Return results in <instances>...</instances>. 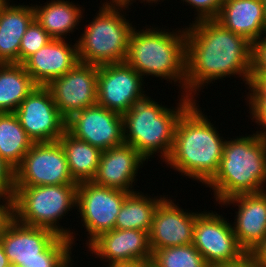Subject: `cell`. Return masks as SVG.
Instances as JSON below:
<instances>
[{
	"label": "cell",
	"mask_w": 266,
	"mask_h": 267,
	"mask_svg": "<svg viewBox=\"0 0 266 267\" xmlns=\"http://www.w3.org/2000/svg\"><path fill=\"white\" fill-rule=\"evenodd\" d=\"M188 26L185 96L195 101L211 82L225 81L226 77L231 80L233 76L241 77L247 88L253 70V43L215 19L190 22Z\"/></svg>",
	"instance_id": "obj_1"
},
{
	"label": "cell",
	"mask_w": 266,
	"mask_h": 267,
	"mask_svg": "<svg viewBox=\"0 0 266 267\" xmlns=\"http://www.w3.org/2000/svg\"><path fill=\"white\" fill-rule=\"evenodd\" d=\"M197 102L179 118L173 147L164 164L205 186L218 172L226 139Z\"/></svg>",
	"instance_id": "obj_2"
},
{
	"label": "cell",
	"mask_w": 266,
	"mask_h": 267,
	"mask_svg": "<svg viewBox=\"0 0 266 267\" xmlns=\"http://www.w3.org/2000/svg\"><path fill=\"white\" fill-rule=\"evenodd\" d=\"M154 26H143L145 30L133 28L125 62L143 78L159 77L174 83L185 95L186 27L171 32Z\"/></svg>",
	"instance_id": "obj_3"
},
{
	"label": "cell",
	"mask_w": 266,
	"mask_h": 267,
	"mask_svg": "<svg viewBox=\"0 0 266 267\" xmlns=\"http://www.w3.org/2000/svg\"><path fill=\"white\" fill-rule=\"evenodd\" d=\"M215 202L266 191V143L257 133L227 137L218 172L205 185Z\"/></svg>",
	"instance_id": "obj_4"
},
{
	"label": "cell",
	"mask_w": 266,
	"mask_h": 267,
	"mask_svg": "<svg viewBox=\"0 0 266 267\" xmlns=\"http://www.w3.org/2000/svg\"><path fill=\"white\" fill-rule=\"evenodd\" d=\"M178 98L176 106L169 108L147 95L122 115L124 142L137 150L147 163L157 153L162 162L170 155L177 122L194 102L183 94Z\"/></svg>",
	"instance_id": "obj_5"
},
{
	"label": "cell",
	"mask_w": 266,
	"mask_h": 267,
	"mask_svg": "<svg viewBox=\"0 0 266 267\" xmlns=\"http://www.w3.org/2000/svg\"><path fill=\"white\" fill-rule=\"evenodd\" d=\"M77 188L78 184L15 186L14 219L27 226L50 229L75 246L74 235L79 234L59 222L76 208Z\"/></svg>",
	"instance_id": "obj_6"
},
{
	"label": "cell",
	"mask_w": 266,
	"mask_h": 267,
	"mask_svg": "<svg viewBox=\"0 0 266 267\" xmlns=\"http://www.w3.org/2000/svg\"><path fill=\"white\" fill-rule=\"evenodd\" d=\"M126 9L100 7L76 40L80 62L97 66L125 62L135 27L126 19Z\"/></svg>",
	"instance_id": "obj_7"
},
{
	"label": "cell",
	"mask_w": 266,
	"mask_h": 267,
	"mask_svg": "<svg viewBox=\"0 0 266 267\" xmlns=\"http://www.w3.org/2000/svg\"><path fill=\"white\" fill-rule=\"evenodd\" d=\"M130 192L90 182L78 183L76 210L85 227L86 246L99 234L115 229V222L125 197ZM89 235V236H88Z\"/></svg>",
	"instance_id": "obj_8"
},
{
	"label": "cell",
	"mask_w": 266,
	"mask_h": 267,
	"mask_svg": "<svg viewBox=\"0 0 266 267\" xmlns=\"http://www.w3.org/2000/svg\"><path fill=\"white\" fill-rule=\"evenodd\" d=\"M77 184L60 142L34 143L15 169V186Z\"/></svg>",
	"instance_id": "obj_9"
},
{
	"label": "cell",
	"mask_w": 266,
	"mask_h": 267,
	"mask_svg": "<svg viewBox=\"0 0 266 267\" xmlns=\"http://www.w3.org/2000/svg\"><path fill=\"white\" fill-rule=\"evenodd\" d=\"M213 211H201L196 219L193 246L209 266L238 260L246 252L237 242L232 223Z\"/></svg>",
	"instance_id": "obj_10"
},
{
	"label": "cell",
	"mask_w": 266,
	"mask_h": 267,
	"mask_svg": "<svg viewBox=\"0 0 266 267\" xmlns=\"http://www.w3.org/2000/svg\"><path fill=\"white\" fill-rule=\"evenodd\" d=\"M143 81V77L126 62L100 65L97 104L123 115L148 95Z\"/></svg>",
	"instance_id": "obj_11"
},
{
	"label": "cell",
	"mask_w": 266,
	"mask_h": 267,
	"mask_svg": "<svg viewBox=\"0 0 266 267\" xmlns=\"http://www.w3.org/2000/svg\"><path fill=\"white\" fill-rule=\"evenodd\" d=\"M33 143L57 141L66 131V119L47 86L37 85L14 112Z\"/></svg>",
	"instance_id": "obj_12"
},
{
	"label": "cell",
	"mask_w": 266,
	"mask_h": 267,
	"mask_svg": "<svg viewBox=\"0 0 266 267\" xmlns=\"http://www.w3.org/2000/svg\"><path fill=\"white\" fill-rule=\"evenodd\" d=\"M97 77V65L79 61L47 85L55 105L66 120L74 113L97 104Z\"/></svg>",
	"instance_id": "obj_13"
},
{
	"label": "cell",
	"mask_w": 266,
	"mask_h": 267,
	"mask_svg": "<svg viewBox=\"0 0 266 267\" xmlns=\"http://www.w3.org/2000/svg\"><path fill=\"white\" fill-rule=\"evenodd\" d=\"M66 130L101 151L124 144L123 116L98 104L74 113Z\"/></svg>",
	"instance_id": "obj_14"
},
{
	"label": "cell",
	"mask_w": 266,
	"mask_h": 267,
	"mask_svg": "<svg viewBox=\"0 0 266 267\" xmlns=\"http://www.w3.org/2000/svg\"><path fill=\"white\" fill-rule=\"evenodd\" d=\"M95 258L108 264H135L152 259L149 233L138 229H113L99 234L87 246Z\"/></svg>",
	"instance_id": "obj_15"
},
{
	"label": "cell",
	"mask_w": 266,
	"mask_h": 267,
	"mask_svg": "<svg viewBox=\"0 0 266 267\" xmlns=\"http://www.w3.org/2000/svg\"><path fill=\"white\" fill-rule=\"evenodd\" d=\"M174 201L176 199L167 194L156 208L149 233L152 253L158 249L193 243L195 219L200 212L184 210Z\"/></svg>",
	"instance_id": "obj_16"
},
{
	"label": "cell",
	"mask_w": 266,
	"mask_h": 267,
	"mask_svg": "<svg viewBox=\"0 0 266 267\" xmlns=\"http://www.w3.org/2000/svg\"><path fill=\"white\" fill-rule=\"evenodd\" d=\"M145 161L147 162L137 150L126 143L109 148L102 151L92 182L99 186L134 192L138 170L144 167Z\"/></svg>",
	"instance_id": "obj_17"
},
{
	"label": "cell",
	"mask_w": 266,
	"mask_h": 267,
	"mask_svg": "<svg viewBox=\"0 0 266 267\" xmlns=\"http://www.w3.org/2000/svg\"><path fill=\"white\" fill-rule=\"evenodd\" d=\"M59 236L47 228L27 226L15 219L0 237L12 267L24 262L45 261V250Z\"/></svg>",
	"instance_id": "obj_18"
},
{
	"label": "cell",
	"mask_w": 266,
	"mask_h": 267,
	"mask_svg": "<svg viewBox=\"0 0 266 267\" xmlns=\"http://www.w3.org/2000/svg\"><path fill=\"white\" fill-rule=\"evenodd\" d=\"M238 206L232 222L240 247L249 253L266 237V191L256 194H242L224 200L219 205Z\"/></svg>",
	"instance_id": "obj_19"
},
{
	"label": "cell",
	"mask_w": 266,
	"mask_h": 267,
	"mask_svg": "<svg viewBox=\"0 0 266 267\" xmlns=\"http://www.w3.org/2000/svg\"><path fill=\"white\" fill-rule=\"evenodd\" d=\"M65 39H52L22 65L33 81L40 86H47L53 79L63 76L78 62L77 42L70 44Z\"/></svg>",
	"instance_id": "obj_20"
},
{
	"label": "cell",
	"mask_w": 266,
	"mask_h": 267,
	"mask_svg": "<svg viewBox=\"0 0 266 267\" xmlns=\"http://www.w3.org/2000/svg\"><path fill=\"white\" fill-rule=\"evenodd\" d=\"M215 20L253 44L266 35L263 0H224Z\"/></svg>",
	"instance_id": "obj_21"
},
{
	"label": "cell",
	"mask_w": 266,
	"mask_h": 267,
	"mask_svg": "<svg viewBox=\"0 0 266 267\" xmlns=\"http://www.w3.org/2000/svg\"><path fill=\"white\" fill-rule=\"evenodd\" d=\"M29 5L8 2L0 12V64L18 63L23 35L34 20L32 3Z\"/></svg>",
	"instance_id": "obj_22"
},
{
	"label": "cell",
	"mask_w": 266,
	"mask_h": 267,
	"mask_svg": "<svg viewBox=\"0 0 266 267\" xmlns=\"http://www.w3.org/2000/svg\"><path fill=\"white\" fill-rule=\"evenodd\" d=\"M44 4H33L34 19L53 39L66 40L68 33L73 34L85 18L84 7L70 0H51Z\"/></svg>",
	"instance_id": "obj_23"
},
{
	"label": "cell",
	"mask_w": 266,
	"mask_h": 267,
	"mask_svg": "<svg viewBox=\"0 0 266 267\" xmlns=\"http://www.w3.org/2000/svg\"><path fill=\"white\" fill-rule=\"evenodd\" d=\"M62 145L75 183L90 182L94 179L102 151L75 138L67 130L58 140Z\"/></svg>",
	"instance_id": "obj_24"
},
{
	"label": "cell",
	"mask_w": 266,
	"mask_h": 267,
	"mask_svg": "<svg viewBox=\"0 0 266 267\" xmlns=\"http://www.w3.org/2000/svg\"><path fill=\"white\" fill-rule=\"evenodd\" d=\"M152 196L134 191L129 193L120 208L115 222V229H138L150 233L154 213L158 204L167 195Z\"/></svg>",
	"instance_id": "obj_25"
},
{
	"label": "cell",
	"mask_w": 266,
	"mask_h": 267,
	"mask_svg": "<svg viewBox=\"0 0 266 267\" xmlns=\"http://www.w3.org/2000/svg\"><path fill=\"white\" fill-rule=\"evenodd\" d=\"M36 86L22 64H0V113L15 112Z\"/></svg>",
	"instance_id": "obj_26"
},
{
	"label": "cell",
	"mask_w": 266,
	"mask_h": 267,
	"mask_svg": "<svg viewBox=\"0 0 266 267\" xmlns=\"http://www.w3.org/2000/svg\"><path fill=\"white\" fill-rule=\"evenodd\" d=\"M14 112L0 113V156L16 169L33 145Z\"/></svg>",
	"instance_id": "obj_27"
},
{
	"label": "cell",
	"mask_w": 266,
	"mask_h": 267,
	"mask_svg": "<svg viewBox=\"0 0 266 267\" xmlns=\"http://www.w3.org/2000/svg\"><path fill=\"white\" fill-rule=\"evenodd\" d=\"M151 261L158 267H209L193 244L155 250Z\"/></svg>",
	"instance_id": "obj_28"
},
{
	"label": "cell",
	"mask_w": 266,
	"mask_h": 267,
	"mask_svg": "<svg viewBox=\"0 0 266 267\" xmlns=\"http://www.w3.org/2000/svg\"><path fill=\"white\" fill-rule=\"evenodd\" d=\"M246 92V106L249 105V116L252 122L258 127L255 131L259 136L263 137L266 134V87L261 82L250 81ZM263 129V130H262Z\"/></svg>",
	"instance_id": "obj_29"
},
{
	"label": "cell",
	"mask_w": 266,
	"mask_h": 267,
	"mask_svg": "<svg viewBox=\"0 0 266 267\" xmlns=\"http://www.w3.org/2000/svg\"><path fill=\"white\" fill-rule=\"evenodd\" d=\"M73 249L70 239L59 236L45 250V261L24 262L18 267H63L71 258Z\"/></svg>",
	"instance_id": "obj_30"
},
{
	"label": "cell",
	"mask_w": 266,
	"mask_h": 267,
	"mask_svg": "<svg viewBox=\"0 0 266 267\" xmlns=\"http://www.w3.org/2000/svg\"><path fill=\"white\" fill-rule=\"evenodd\" d=\"M52 39L34 19L22 37L19 51V64H22L29 56L33 55Z\"/></svg>",
	"instance_id": "obj_31"
},
{
	"label": "cell",
	"mask_w": 266,
	"mask_h": 267,
	"mask_svg": "<svg viewBox=\"0 0 266 267\" xmlns=\"http://www.w3.org/2000/svg\"><path fill=\"white\" fill-rule=\"evenodd\" d=\"M183 4L190 5L191 9H194V21L211 20L216 19L218 16L222 3L224 0H181ZM186 2V3H184ZM196 19V20H195Z\"/></svg>",
	"instance_id": "obj_32"
},
{
	"label": "cell",
	"mask_w": 266,
	"mask_h": 267,
	"mask_svg": "<svg viewBox=\"0 0 266 267\" xmlns=\"http://www.w3.org/2000/svg\"><path fill=\"white\" fill-rule=\"evenodd\" d=\"M266 78V35L253 44V70L251 81L262 82Z\"/></svg>",
	"instance_id": "obj_33"
},
{
	"label": "cell",
	"mask_w": 266,
	"mask_h": 267,
	"mask_svg": "<svg viewBox=\"0 0 266 267\" xmlns=\"http://www.w3.org/2000/svg\"><path fill=\"white\" fill-rule=\"evenodd\" d=\"M15 169L0 156V197L13 198Z\"/></svg>",
	"instance_id": "obj_34"
},
{
	"label": "cell",
	"mask_w": 266,
	"mask_h": 267,
	"mask_svg": "<svg viewBox=\"0 0 266 267\" xmlns=\"http://www.w3.org/2000/svg\"><path fill=\"white\" fill-rule=\"evenodd\" d=\"M2 200V201H1ZM14 220L13 198L0 197V237Z\"/></svg>",
	"instance_id": "obj_35"
},
{
	"label": "cell",
	"mask_w": 266,
	"mask_h": 267,
	"mask_svg": "<svg viewBox=\"0 0 266 267\" xmlns=\"http://www.w3.org/2000/svg\"><path fill=\"white\" fill-rule=\"evenodd\" d=\"M256 267H266V237L249 252Z\"/></svg>",
	"instance_id": "obj_36"
},
{
	"label": "cell",
	"mask_w": 266,
	"mask_h": 267,
	"mask_svg": "<svg viewBox=\"0 0 266 267\" xmlns=\"http://www.w3.org/2000/svg\"><path fill=\"white\" fill-rule=\"evenodd\" d=\"M209 267H256L254 260L250 253H245L238 260L232 262L221 263Z\"/></svg>",
	"instance_id": "obj_37"
},
{
	"label": "cell",
	"mask_w": 266,
	"mask_h": 267,
	"mask_svg": "<svg viewBox=\"0 0 266 267\" xmlns=\"http://www.w3.org/2000/svg\"><path fill=\"white\" fill-rule=\"evenodd\" d=\"M106 1V2H105ZM100 7L128 8L134 3V0H105Z\"/></svg>",
	"instance_id": "obj_38"
},
{
	"label": "cell",
	"mask_w": 266,
	"mask_h": 267,
	"mask_svg": "<svg viewBox=\"0 0 266 267\" xmlns=\"http://www.w3.org/2000/svg\"><path fill=\"white\" fill-rule=\"evenodd\" d=\"M0 267H12L9 262L8 257L6 256L3 246L0 243Z\"/></svg>",
	"instance_id": "obj_39"
},
{
	"label": "cell",
	"mask_w": 266,
	"mask_h": 267,
	"mask_svg": "<svg viewBox=\"0 0 266 267\" xmlns=\"http://www.w3.org/2000/svg\"><path fill=\"white\" fill-rule=\"evenodd\" d=\"M146 1V2H145ZM162 2L165 1V0H161ZM160 0H139L140 3H148V5H154V4H160L159 2H161ZM136 2V0H134V3ZM150 3V4H149ZM154 3V4H153Z\"/></svg>",
	"instance_id": "obj_40"
},
{
	"label": "cell",
	"mask_w": 266,
	"mask_h": 267,
	"mask_svg": "<svg viewBox=\"0 0 266 267\" xmlns=\"http://www.w3.org/2000/svg\"><path fill=\"white\" fill-rule=\"evenodd\" d=\"M130 267H149V261L130 264Z\"/></svg>",
	"instance_id": "obj_41"
},
{
	"label": "cell",
	"mask_w": 266,
	"mask_h": 267,
	"mask_svg": "<svg viewBox=\"0 0 266 267\" xmlns=\"http://www.w3.org/2000/svg\"><path fill=\"white\" fill-rule=\"evenodd\" d=\"M106 267H130V264H121V263H118V264H107Z\"/></svg>",
	"instance_id": "obj_42"
},
{
	"label": "cell",
	"mask_w": 266,
	"mask_h": 267,
	"mask_svg": "<svg viewBox=\"0 0 266 267\" xmlns=\"http://www.w3.org/2000/svg\"><path fill=\"white\" fill-rule=\"evenodd\" d=\"M9 1L11 2V0H0V12Z\"/></svg>",
	"instance_id": "obj_43"
},
{
	"label": "cell",
	"mask_w": 266,
	"mask_h": 267,
	"mask_svg": "<svg viewBox=\"0 0 266 267\" xmlns=\"http://www.w3.org/2000/svg\"><path fill=\"white\" fill-rule=\"evenodd\" d=\"M72 262H74L73 261V259H72V257L66 262V264L63 266V267H73L72 265L74 264V263H72Z\"/></svg>",
	"instance_id": "obj_44"
},
{
	"label": "cell",
	"mask_w": 266,
	"mask_h": 267,
	"mask_svg": "<svg viewBox=\"0 0 266 267\" xmlns=\"http://www.w3.org/2000/svg\"><path fill=\"white\" fill-rule=\"evenodd\" d=\"M149 267H158L151 260L149 261Z\"/></svg>",
	"instance_id": "obj_45"
},
{
	"label": "cell",
	"mask_w": 266,
	"mask_h": 267,
	"mask_svg": "<svg viewBox=\"0 0 266 267\" xmlns=\"http://www.w3.org/2000/svg\"><path fill=\"white\" fill-rule=\"evenodd\" d=\"M263 2H264L265 21H266V0H263Z\"/></svg>",
	"instance_id": "obj_46"
},
{
	"label": "cell",
	"mask_w": 266,
	"mask_h": 267,
	"mask_svg": "<svg viewBox=\"0 0 266 267\" xmlns=\"http://www.w3.org/2000/svg\"><path fill=\"white\" fill-rule=\"evenodd\" d=\"M261 83L266 87V78Z\"/></svg>",
	"instance_id": "obj_47"
},
{
	"label": "cell",
	"mask_w": 266,
	"mask_h": 267,
	"mask_svg": "<svg viewBox=\"0 0 266 267\" xmlns=\"http://www.w3.org/2000/svg\"><path fill=\"white\" fill-rule=\"evenodd\" d=\"M263 139L265 140V143H266V134L263 136Z\"/></svg>",
	"instance_id": "obj_48"
}]
</instances>
